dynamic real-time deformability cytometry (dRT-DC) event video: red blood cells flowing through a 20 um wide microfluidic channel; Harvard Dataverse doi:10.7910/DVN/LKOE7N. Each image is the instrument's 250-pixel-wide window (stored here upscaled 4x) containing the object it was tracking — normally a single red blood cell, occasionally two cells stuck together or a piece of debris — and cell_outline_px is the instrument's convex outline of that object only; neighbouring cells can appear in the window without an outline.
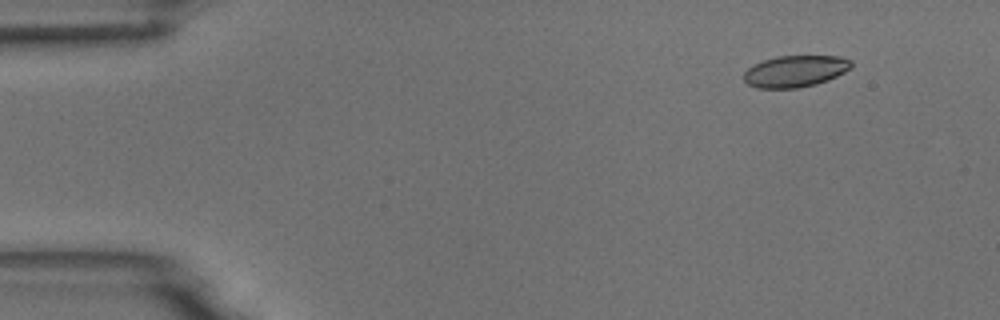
{"species": "common noctule bat (a hibernating species)", "species_latin": "Nyctalus noctula", "temperature_condition": "room temperature", "stored_images_in_passage": 5, "camera_frame_rate_fps": 3000, "um_per_image_px": 0.085, "animal": {"sex": "male", "body_mass_g": 18.8}, "frame": {"image": 1, "passage_image": 2, "time_ms": 0.333, "image_size_px": [1000, 320], "cell_outline_px": [[852, 68], [828, 80], [816, 84], [796, 88], [756, 88], [748, 84], [744, 80], [744, 72], [752, 64], [776, 56], [840, 56], [852, 60]], "centroid_in_image_um": [67.59, 6.05], "position_along_channel_um": 17.4, "area_um2": 19.88}}
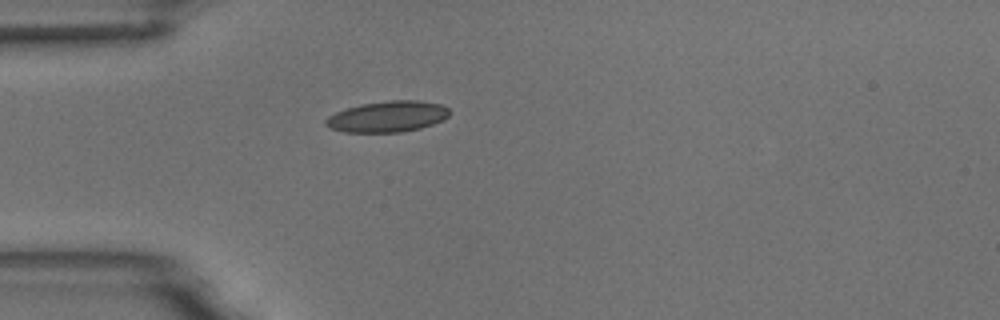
{"frame": {"image": 2, "passage_image": 5, "time_ms": 1.333, "image_size_px": [1000, 320], "cell_outline_px": [[448, 116], [444, 120], [420, 128], [404, 132], [344, 132], [332, 128], [324, 124], [324, 120], [328, 116], [336, 112], [348, 108], [364, 104], [392, 100], [416, 100], [440, 104], [448, 108]], "centroid_in_image_um": [32.95, 9.92], "position_along_channel_um": 52.1, "area_um2": 22.14}}